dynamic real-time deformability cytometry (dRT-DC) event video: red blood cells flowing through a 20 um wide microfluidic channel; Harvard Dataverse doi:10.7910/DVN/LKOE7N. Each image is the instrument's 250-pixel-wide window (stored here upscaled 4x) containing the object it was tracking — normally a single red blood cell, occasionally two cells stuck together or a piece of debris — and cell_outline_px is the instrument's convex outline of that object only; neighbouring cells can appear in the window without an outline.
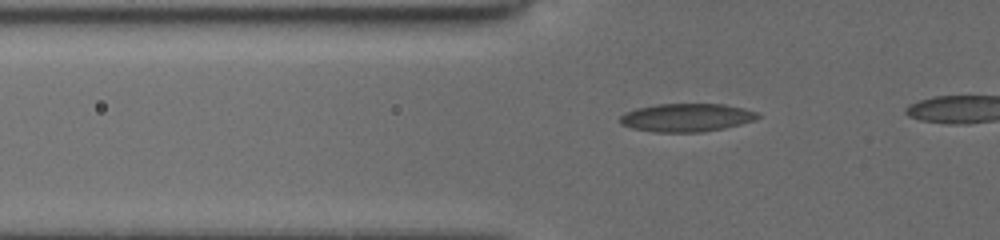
{"species": "common noctule bat (a hibernating species)", "species_latin": "Nyctalus noctula", "temperature_condition": "cold", "stored_images_in_passage": 14, "camera_frame_rate_fps": 3000, "um_per_image_px": 0.085, "animal": {"sex": "female", "body_mass_g": 19.5, "forearm_length_mm": 54.1}, "frame": {"image": 1, "passage_image": 7, "time_ms": 2.0, "image_size_px": [1000, 240], "cell_outline_px": [[760, 116], [756, 120], [724, 128], [700, 132], [656, 132], [632, 128], [620, 124], [620, 116], [624, 112], [636, 108], [656, 104], [724, 104], [744, 108], [756, 112]], "centroid_in_image_um": [58.34, 9.99], "position_along_channel_um": 67.5, "area_um2": 22.66}}
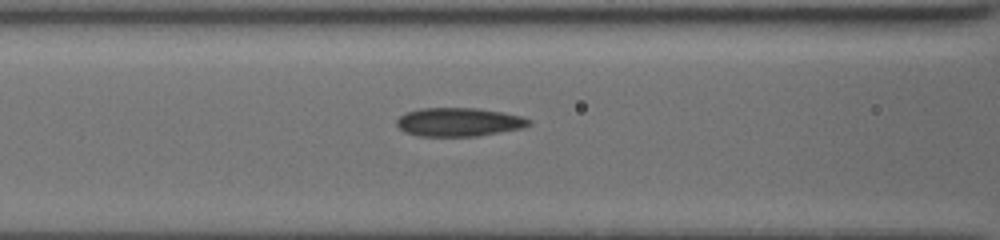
{"frame": {"image": 2, "passage_image": 12, "time_ms": 3.667, "image_size_px": [1000, 240], "cell_outline_px": [[532, 124], [524, 128], [476, 136], [416, 136], [404, 132], [396, 124], [396, 120], [404, 112], [420, 108], [476, 108], [500, 112], [520, 116], [532, 120]], "centroid_in_image_um": [38.98, 10.38], "position_along_channel_um": 127.6, "area_um2": 22.14}}